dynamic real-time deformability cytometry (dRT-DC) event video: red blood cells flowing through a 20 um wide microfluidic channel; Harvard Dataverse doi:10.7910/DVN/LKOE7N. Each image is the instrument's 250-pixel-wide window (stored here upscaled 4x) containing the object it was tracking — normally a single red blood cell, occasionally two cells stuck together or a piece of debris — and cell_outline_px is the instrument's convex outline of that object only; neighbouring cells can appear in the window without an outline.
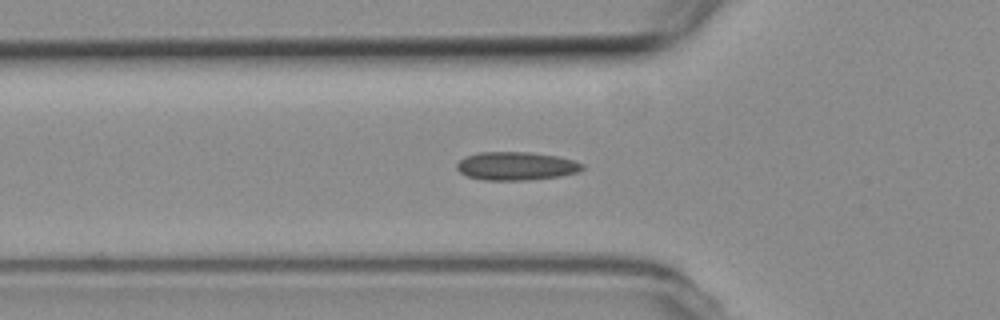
{"species": "common noctule bat (a hibernating species)", "species_latin": "Nyctalus noctula", "temperature_condition": "room temperature", "stored_images_in_passage": 45, "camera_frame_rate_fps": 3000, "um_per_image_px": 0.085, "animal": {"sex": "female", "body_mass_g": 19.3, "forearm_length_mm": 54.1}, "frame": {"image": 1, "passage_image": 14, "time_ms": 4.333, "image_size_px": [1000, 320], "cell_outline_px": [[584, 168], [580, 172], [560, 176], [528, 180], [484, 180], [468, 176], [460, 172], [456, 168], [456, 164], [464, 156], [476, 152], [528, 152], [560, 156], [584, 164]], "centroid_in_image_um": [43.88, 14.1], "position_along_channel_um": 81.9, "area_um2": 20.92}}
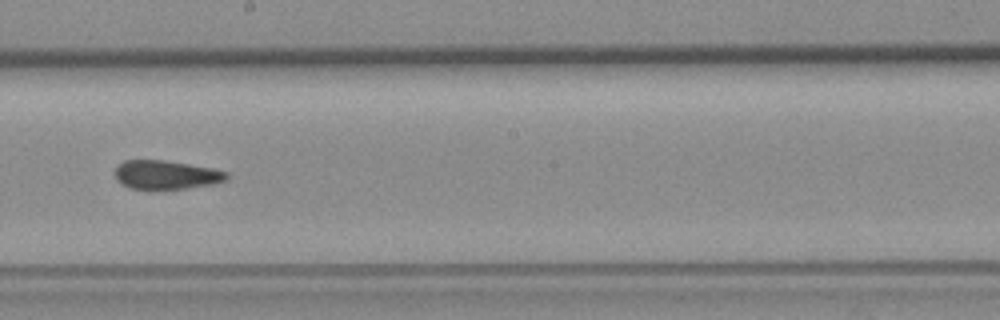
{"frame": {"image": 2, "passage_image": 26, "time_ms": 8.333, "image_size_px": [1000, 320], "cell_outline_px": [[228, 180], [212, 184], [188, 188], [128, 188], [116, 180], [116, 168], [124, 160], [164, 160], [212, 168], [228, 172]], "centroid_in_image_um": [14.14, 14.85], "position_along_channel_um": 234.1, "area_um2": 18.5}}
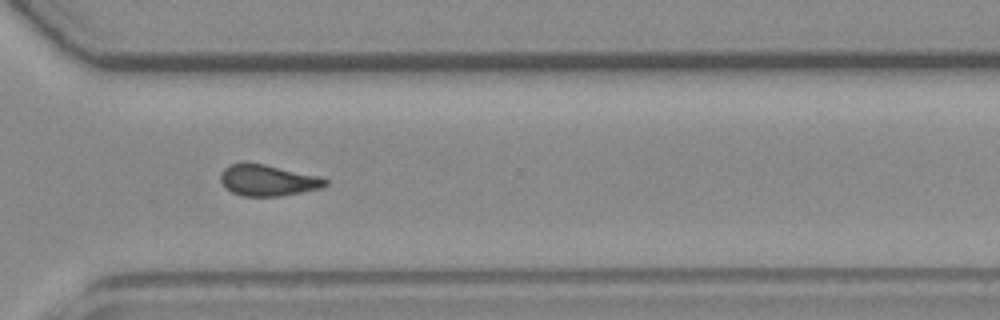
{"frame": {"image": 3, "passage_image": 35, "time_ms": 11.333, "image_size_px": [1000, 320], "cell_outline_px": [[328, 184], [324, 188], [280, 196], [244, 196], [232, 192], [220, 180], [220, 172], [228, 164], [264, 164], [320, 176], [328, 180]], "centroid_in_image_um": [22.81, 15.34], "position_along_channel_um": 347.8, "area_um2": 18.9}, "authors_computed_cell_mechanics": {"area_um2": 19.652, "velocity_mm_per_s": 3.7952, "shape_relaxation_time_tau1_ms": null, "shape_relaxation_time_tau2_ms": 3.3391, "deformation_change_tau1": null, "deformation_change_tau2": 0.071}}